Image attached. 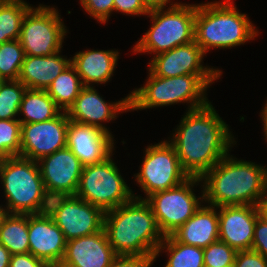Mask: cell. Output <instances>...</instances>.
<instances>
[{
    "mask_svg": "<svg viewBox=\"0 0 267 267\" xmlns=\"http://www.w3.org/2000/svg\"><path fill=\"white\" fill-rule=\"evenodd\" d=\"M211 103L187 110L169 141L189 177L201 178L237 143Z\"/></svg>",
    "mask_w": 267,
    "mask_h": 267,
    "instance_id": "obj_1",
    "label": "cell"
},
{
    "mask_svg": "<svg viewBox=\"0 0 267 267\" xmlns=\"http://www.w3.org/2000/svg\"><path fill=\"white\" fill-rule=\"evenodd\" d=\"M204 203L258 206L267 194V168L229 153L201 178ZM203 182V184H201Z\"/></svg>",
    "mask_w": 267,
    "mask_h": 267,
    "instance_id": "obj_2",
    "label": "cell"
},
{
    "mask_svg": "<svg viewBox=\"0 0 267 267\" xmlns=\"http://www.w3.org/2000/svg\"><path fill=\"white\" fill-rule=\"evenodd\" d=\"M103 228L116 255L154 258L164 239L149 203L136 197L106 211Z\"/></svg>",
    "mask_w": 267,
    "mask_h": 267,
    "instance_id": "obj_3",
    "label": "cell"
},
{
    "mask_svg": "<svg viewBox=\"0 0 267 267\" xmlns=\"http://www.w3.org/2000/svg\"><path fill=\"white\" fill-rule=\"evenodd\" d=\"M232 0L197 4L194 40L204 54L210 49H231L258 36L257 27Z\"/></svg>",
    "mask_w": 267,
    "mask_h": 267,
    "instance_id": "obj_4",
    "label": "cell"
},
{
    "mask_svg": "<svg viewBox=\"0 0 267 267\" xmlns=\"http://www.w3.org/2000/svg\"><path fill=\"white\" fill-rule=\"evenodd\" d=\"M222 74H189L159 77L148 72L145 85L130 92V111L188 103V111L209 103L207 88Z\"/></svg>",
    "mask_w": 267,
    "mask_h": 267,
    "instance_id": "obj_5",
    "label": "cell"
},
{
    "mask_svg": "<svg viewBox=\"0 0 267 267\" xmlns=\"http://www.w3.org/2000/svg\"><path fill=\"white\" fill-rule=\"evenodd\" d=\"M0 182L4 189L7 213L47 212L49 199L37 161L22 156L0 160Z\"/></svg>",
    "mask_w": 267,
    "mask_h": 267,
    "instance_id": "obj_6",
    "label": "cell"
},
{
    "mask_svg": "<svg viewBox=\"0 0 267 267\" xmlns=\"http://www.w3.org/2000/svg\"><path fill=\"white\" fill-rule=\"evenodd\" d=\"M197 4L152 9V24L133 47L134 53L159 54L194 41Z\"/></svg>",
    "mask_w": 267,
    "mask_h": 267,
    "instance_id": "obj_7",
    "label": "cell"
},
{
    "mask_svg": "<svg viewBox=\"0 0 267 267\" xmlns=\"http://www.w3.org/2000/svg\"><path fill=\"white\" fill-rule=\"evenodd\" d=\"M112 156L113 154L101 163L83 167L75 194L104 212L115 209L134 197Z\"/></svg>",
    "mask_w": 267,
    "mask_h": 267,
    "instance_id": "obj_8",
    "label": "cell"
},
{
    "mask_svg": "<svg viewBox=\"0 0 267 267\" xmlns=\"http://www.w3.org/2000/svg\"><path fill=\"white\" fill-rule=\"evenodd\" d=\"M199 182H201L200 178L189 177L178 186L155 192L145 199L152 209L163 236L171 235L204 203V191L202 190V195L198 197L193 191Z\"/></svg>",
    "mask_w": 267,
    "mask_h": 267,
    "instance_id": "obj_9",
    "label": "cell"
},
{
    "mask_svg": "<svg viewBox=\"0 0 267 267\" xmlns=\"http://www.w3.org/2000/svg\"><path fill=\"white\" fill-rule=\"evenodd\" d=\"M59 14L54 6L43 4L27 11L19 38L25 55L47 56L61 51L68 31Z\"/></svg>",
    "mask_w": 267,
    "mask_h": 267,
    "instance_id": "obj_10",
    "label": "cell"
},
{
    "mask_svg": "<svg viewBox=\"0 0 267 267\" xmlns=\"http://www.w3.org/2000/svg\"><path fill=\"white\" fill-rule=\"evenodd\" d=\"M145 149L140 172L134 174V178L146 196L143 198L134 194V197L146 199L155 192L178 186L189 178L169 140L149 145Z\"/></svg>",
    "mask_w": 267,
    "mask_h": 267,
    "instance_id": "obj_11",
    "label": "cell"
},
{
    "mask_svg": "<svg viewBox=\"0 0 267 267\" xmlns=\"http://www.w3.org/2000/svg\"><path fill=\"white\" fill-rule=\"evenodd\" d=\"M47 213L66 241L94 234L104 227L105 212L75 195L51 197Z\"/></svg>",
    "mask_w": 267,
    "mask_h": 267,
    "instance_id": "obj_12",
    "label": "cell"
},
{
    "mask_svg": "<svg viewBox=\"0 0 267 267\" xmlns=\"http://www.w3.org/2000/svg\"><path fill=\"white\" fill-rule=\"evenodd\" d=\"M68 124L66 111L47 121L21 124L20 156L38 161L65 148Z\"/></svg>",
    "mask_w": 267,
    "mask_h": 267,
    "instance_id": "obj_13",
    "label": "cell"
},
{
    "mask_svg": "<svg viewBox=\"0 0 267 267\" xmlns=\"http://www.w3.org/2000/svg\"><path fill=\"white\" fill-rule=\"evenodd\" d=\"M47 195H75L84 165L65 147L37 161Z\"/></svg>",
    "mask_w": 267,
    "mask_h": 267,
    "instance_id": "obj_14",
    "label": "cell"
},
{
    "mask_svg": "<svg viewBox=\"0 0 267 267\" xmlns=\"http://www.w3.org/2000/svg\"><path fill=\"white\" fill-rule=\"evenodd\" d=\"M128 111H130V94L122 100L108 103L99 95L94 86H84L66 113L69 120L94 125L112 135L102 123L116 119L120 112Z\"/></svg>",
    "mask_w": 267,
    "mask_h": 267,
    "instance_id": "obj_15",
    "label": "cell"
},
{
    "mask_svg": "<svg viewBox=\"0 0 267 267\" xmlns=\"http://www.w3.org/2000/svg\"><path fill=\"white\" fill-rule=\"evenodd\" d=\"M204 56L205 54L201 47L194 40L153 56L148 64V71L159 77H175L189 74H222V71L218 68L203 66Z\"/></svg>",
    "mask_w": 267,
    "mask_h": 267,
    "instance_id": "obj_16",
    "label": "cell"
},
{
    "mask_svg": "<svg viewBox=\"0 0 267 267\" xmlns=\"http://www.w3.org/2000/svg\"><path fill=\"white\" fill-rule=\"evenodd\" d=\"M29 253L58 267L64 258L66 239L47 213L28 214Z\"/></svg>",
    "mask_w": 267,
    "mask_h": 267,
    "instance_id": "obj_17",
    "label": "cell"
},
{
    "mask_svg": "<svg viewBox=\"0 0 267 267\" xmlns=\"http://www.w3.org/2000/svg\"><path fill=\"white\" fill-rule=\"evenodd\" d=\"M114 145L110 133L94 125L69 120L66 147L84 166L103 162L115 150Z\"/></svg>",
    "mask_w": 267,
    "mask_h": 267,
    "instance_id": "obj_18",
    "label": "cell"
},
{
    "mask_svg": "<svg viewBox=\"0 0 267 267\" xmlns=\"http://www.w3.org/2000/svg\"><path fill=\"white\" fill-rule=\"evenodd\" d=\"M219 241L236 251L251 250L254 227L259 207L253 205H233L218 207Z\"/></svg>",
    "mask_w": 267,
    "mask_h": 267,
    "instance_id": "obj_19",
    "label": "cell"
},
{
    "mask_svg": "<svg viewBox=\"0 0 267 267\" xmlns=\"http://www.w3.org/2000/svg\"><path fill=\"white\" fill-rule=\"evenodd\" d=\"M116 256L103 228L67 241L64 258L58 267H108Z\"/></svg>",
    "mask_w": 267,
    "mask_h": 267,
    "instance_id": "obj_20",
    "label": "cell"
},
{
    "mask_svg": "<svg viewBox=\"0 0 267 267\" xmlns=\"http://www.w3.org/2000/svg\"><path fill=\"white\" fill-rule=\"evenodd\" d=\"M205 205L171 234L178 242L206 248L219 240L218 208Z\"/></svg>",
    "mask_w": 267,
    "mask_h": 267,
    "instance_id": "obj_21",
    "label": "cell"
},
{
    "mask_svg": "<svg viewBox=\"0 0 267 267\" xmlns=\"http://www.w3.org/2000/svg\"><path fill=\"white\" fill-rule=\"evenodd\" d=\"M119 59L118 50H89L77 52L71 58L83 86L106 84L114 75ZM94 83V84H93Z\"/></svg>",
    "mask_w": 267,
    "mask_h": 267,
    "instance_id": "obj_22",
    "label": "cell"
},
{
    "mask_svg": "<svg viewBox=\"0 0 267 267\" xmlns=\"http://www.w3.org/2000/svg\"><path fill=\"white\" fill-rule=\"evenodd\" d=\"M61 51L47 56L25 55L18 80L28 89L46 90L53 80L71 64Z\"/></svg>",
    "mask_w": 267,
    "mask_h": 267,
    "instance_id": "obj_23",
    "label": "cell"
},
{
    "mask_svg": "<svg viewBox=\"0 0 267 267\" xmlns=\"http://www.w3.org/2000/svg\"><path fill=\"white\" fill-rule=\"evenodd\" d=\"M62 110L55 104L46 90L26 89L19 108L21 124L43 122L55 118Z\"/></svg>",
    "mask_w": 267,
    "mask_h": 267,
    "instance_id": "obj_24",
    "label": "cell"
},
{
    "mask_svg": "<svg viewBox=\"0 0 267 267\" xmlns=\"http://www.w3.org/2000/svg\"><path fill=\"white\" fill-rule=\"evenodd\" d=\"M0 243L11 255L29 253L28 214L5 215L0 225Z\"/></svg>",
    "mask_w": 267,
    "mask_h": 267,
    "instance_id": "obj_25",
    "label": "cell"
},
{
    "mask_svg": "<svg viewBox=\"0 0 267 267\" xmlns=\"http://www.w3.org/2000/svg\"><path fill=\"white\" fill-rule=\"evenodd\" d=\"M162 250H165L168 256L164 267H204L203 248L178 242L172 235L164 236L156 251L154 262Z\"/></svg>",
    "mask_w": 267,
    "mask_h": 267,
    "instance_id": "obj_26",
    "label": "cell"
},
{
    "mask_svg": "<svg viewBox=\"0 0 267 267\" xmlns=\"http://www.w3.org/2000/svg\"><path fill=\"white\" fill-rule=\"evenodd\" d=\"M83 87L75 67L70 64L53 80L46 91L62 111H67Z\"/></svg>",
    "mask_w": 267,
    "mask_h": 267,
    "instance_id": "obj_27",
    "label": "cell"
},
{
    "mask_svg": "<svg viewBox=\"0 0 267 267\" xmlns=\"http://www.w3.org/2000/svg\"><path fill=\"white\" fill-rule=\"evenodd\" d=\"M31 7L24 0L0 1V44L20 38L23 18Z\"/></svg>",
    "mask_w": 267,
    "mask_h": 267,
    "instance_id": "obj_28",
    "label": "cell"
},
{
    "mask_svg": "<svg viewBox=\"0 0 267 267\" xmlns=\"http://www.w3.org/2000/svg\"><path fill=\"white\" fill-rule=\"evenodd\" d=\"M27 87L19 80H3L0 84V120H18L19 108ZM18 116V118H16Z\"/></svg>",
    "mask_w": 267,
    "mask_h": 267,
    "instance_id": "obj_29",
    "label": "cell"
},
{
    "mask_svg": "<svg viewBox=\"0 0 267 267\" xmlns=\"http://www.w3.org/2000/svg\"><path fill=\"white\" fill-rule=\"evenodd\" d=\"M25 54L19 39L0 44V78L18 80Z\"/></svg>",
    "mask_w": 267,
    "mask_h": 267,
    "instance_id": "obj_30",
    "label": "cell"
},
{
    "mask_svg": "<svg viewBox=\"0 0 267 267\" xmlns=\"http://www.w3.org/2000/svg\"><path fill=\"white\" fill-rule=\"evenodd\" d=\"M21 122L0 120V160L20 156Z\"/></svg>",
    "mask_w": 267,
    "mask_h": 267,
    "instance_id": "obj_31",
    "label": "cell"
},
{
    "mask_svg": "<svg viewBox=\"0 0 267 267\" xmlns=\"http://www.w3.org/2000/svg\"><path fill=\"white\" fill-rule=\"evenodd\" d=\"M237 251L228 244L216 241L203 248L204 267H227L233 265Z\"/></svg>",
    "mask_w": 267,
    "mask_h": 267,
    "instance_id": "obj_32",
    "label": "cell"
},
{
    "mask_svg": "<svg viewBox=\"0 0 267 267\" xmlns=\"http://www.w3.org/2000/svg\"><path fill=\"white\" fill-rule=\"evenodd\" d=\"M81 7L97 22L107 23L114 8V0H80Z\"/></svg>",
    "mask_w": 267,
    "mask_h": 267,
    "instance_id": "obj_33",
    "label": "cell"
},
{
    "mask_svg": "<svg viewBox=\"0 0 267 267\" xmlns=\"http://www.w3.org/2000/svg\"><path fill=\"white\" fill-rule=\"evenodd\" d=\"M251 250L267 258V220L258 216L255 227Z\"/></svg>",
    "mask_w": 267,
    "mask_h": 267,
    "instance_id": "obj_34",
    "label": "cell"
},
{
    "mask_svg": "<svg viewBox=\"0 0 267 267\" xmlns=\"http://www.w3.org/2000/svg\"><path fill=\"white\" fill-rule=\"evenodd\" d=\"M235 267H267V258L253 250L237 251Z\"/></svg>",
    "mask_w": 267,
    "mask_h": 267,
    "instance_id": "obj_35",
    "label": "cell"
},
{
    "mask_svg": "<svg viewBox=\"0 0 267 267\" xmlns=\"http://www.w3.org/2000/svg\"><path fill=\"white\" fill-rule=\"evenodd\" d=\"M114 11L130 16H147L150 12L143 0H114L113 12Z\"/></svg>",
    "mask_w": 267,
    "mask_h": 267,
    "instance_id": "obj_36",
    "label": "cell"
},
{
    "mask_svg": "<svg viewBox=\"0 0 267 267\" xmlns=\"http://www.w3.org/2000/svg\"><path fill=\"white\" fill-rule=\"evenodd\" d=\"M152 257L117 255L108 267H151Z\"/></svg>",
    "mask_w": 267,
    "mask_h": 267,
    "instance_id": "obj_37",
    "label": "cell"
},
{
    "mask_svg": "<svg viewBox=\"0 0 267 267\" xmlns=\"http://www.w3.org/2000/svg\"><path fill=\"white\" fill-rule=\"evenodd\" d=\"M9 267H51L42 259L34 257L31 253L13 254L10 257Z\"/></svg>",
    "mask_w": 267,
    "mask_h": 267,
    "instance_id": "obj_38",
    "label": "cell"
},
{
    "mask_svg": "<svg viewBox=\"0 0 267 267\" xmlns=\"http://www.w3.org/2000/svg\"><path fill=\"white\" fill-rule=\"evenodd\" d=\"M172 0H143L145 6L149 9H157V8H166L168 7L167 4L171 5L170 7L177 6L182 2H171ZM174 3V4H173Z\"/></svg>",
    "mask_w": 267,
    "mask_h": 267,
    "instance_id": "obj_39",
    "label": "cell"
},
{
    "mask_svg": "<svg viewBox=\"0 0 267 267\" xmlns=\"http://www.w3.org/2000/svg\"><path fill=\"white\" fill-rule=\"evenodd\" d=\"M10 257L9 250L0 243V267H9Z\"/></svg>",
    "mask_w": 267,
    "mask_h": 267,
    "instance_id": "obj_40",
    "label": "cell"
},
{
    "mask_svg": "<svg viewBox=\"0 0 267 267\" xmlns=\"http://www.w3.org/2000/svg\"><path fill=\"white\" fill-rule=\"evenodd\" d=\"M260 118L262 119L263 125V132L267 142V100L266 103L263 105V109L261 110Z\"/></svg>",
    "mask_w": 267,
    "mask_h": 267,
    "instance_id": "obj_41",
    "label": "cell"
},
{
    "mask_svg": "<svg viewBox=\"0 0 267 267\" xmlns=\"http://www.w3.org/2000/svg\"><path fill=\"white\" fill-rule=\"evenodd\" d=\"M260 215L267 220V194L265 197L260 201L259 205Z\"/></svg>",
    "mask_w": 267,
    "mask_h": 267,
    "instance_id": "obj_42",
    "label": "cell"
},
{
    "mask_svg": "<svg viewBox=\"0 0 267 267\" xmlns=\"http://www.w3.org/2000/svg\"><path fill=\"white\" fill-rule=\"evenodd\" d=\"M6 214H7L6 208L5 207L3 208V205L2 206L0 205V225Z\"/></svg>",
    "mask_w": 267,
    "mask_h": 267,
    "instance_id": "obj_43",
    "label": "cell"
}]
</instances>
